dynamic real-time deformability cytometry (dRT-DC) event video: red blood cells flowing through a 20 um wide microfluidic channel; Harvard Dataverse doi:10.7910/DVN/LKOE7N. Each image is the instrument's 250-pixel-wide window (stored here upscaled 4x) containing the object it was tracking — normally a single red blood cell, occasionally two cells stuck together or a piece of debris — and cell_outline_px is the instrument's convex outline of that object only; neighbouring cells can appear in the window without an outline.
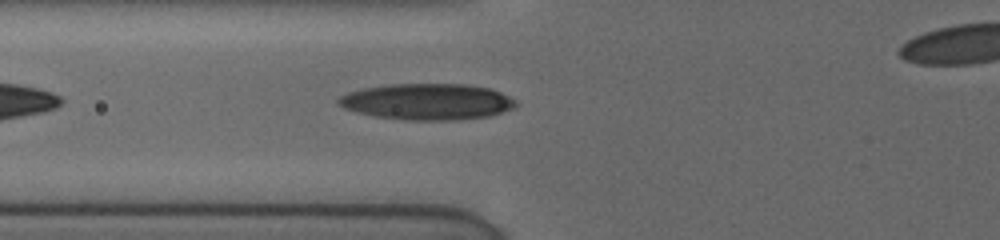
{"species": "human", "species_latin": "Homo sapiens", "temperature_condition": "cold", "stored_images_in_passage": 5, "segment_of_instrument_passage": [1, 2], "camera_frame_rate_fps": 3000, "um_per_image_px": 0.085, "donor": {"sex": "female"}, "frame": {"image": 1, "passage_image": 4, "time_ms": 3.333, "image_size_px": [1000, 240], "cell_outline_px": [[516, 104], [512, 108], [492, 116], [456, 120], [404, 120], [376, 116], [356, 112], [344, 108], [336, 100], [340, 96], [348, 92], [364, 88], [392, 84], [468, 84], [488, 88], [500, 92], [516, 100]], "centroid_in_image_um": [36.32, 8.65], "position_along_channel_um": 89.5, "area_um2": 37.4}}